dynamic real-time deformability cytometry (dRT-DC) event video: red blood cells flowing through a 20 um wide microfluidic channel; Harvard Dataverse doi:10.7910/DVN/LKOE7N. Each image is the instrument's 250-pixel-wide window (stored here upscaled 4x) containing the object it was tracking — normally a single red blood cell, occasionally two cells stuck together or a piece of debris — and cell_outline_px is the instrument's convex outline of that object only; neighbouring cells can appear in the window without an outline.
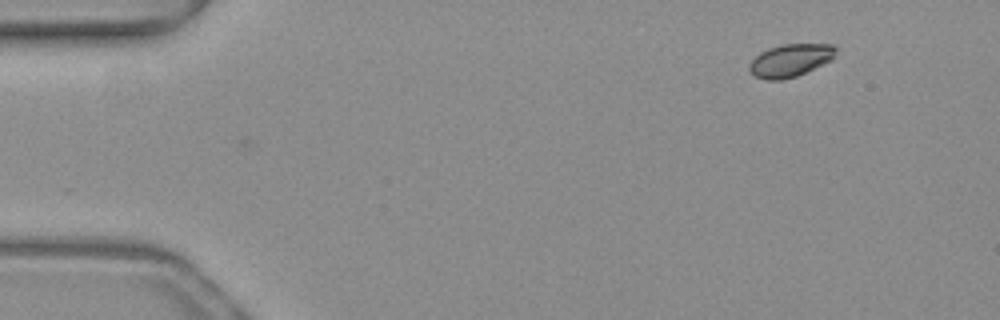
{"species": "common noctule bat (a hibernating species)", "species_latin": "Nyctalus noctula", "temperature_condition": "warm", "stored_images_in_passage": 43, "camera_frame_rate_fps": 3000, "um_per_image_px": 0.085, "animal": {"sex": "female", "body_mass_g": 19.3, "forearm_length_mm": 54.1}, "frame": {"image": 1, "passage_image": 1, "time_ms": 0.0, "image_size_px": [1000, 320], "cell_outline_px": [[836, 48], [832, 60], [796, 76], [780, 80], [764, 80], [752, 76], [748, 72], [748, 64], [760, 52], [768, 48], [784, 44], [832, 44]], "centroid_in_image_um": [67.11, 5.14], "position_along_channel_um": 17.9, "area_um2": 16.59}}
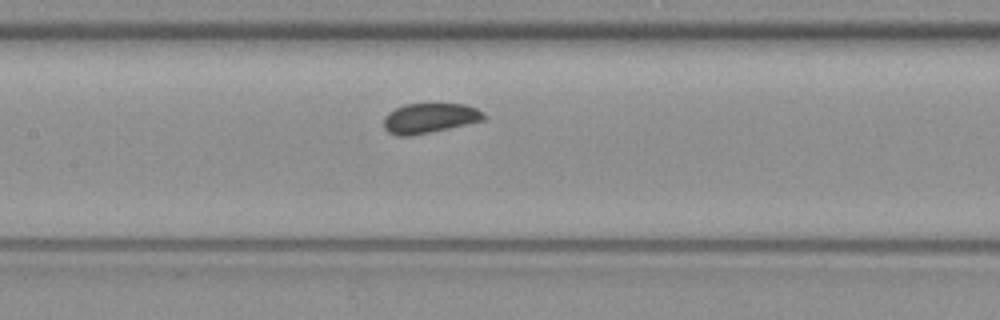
{"frame": {"image": 2, "passage_image": 20, "time_ms": 6.333, "image_size_px": [1000, 320], "cell_outline_px": [[484, 120], [448, 128], [408, 136], [396, 136], [388, 132], [384, 128], [384, 116], [388, 112], [404, 104], [464, 104], [476, 108], [484, 112]], "centroid_in_image_um": [36.48, 10.04], "position_along_channel_um": 170.9, "area_um2": 17.28}}
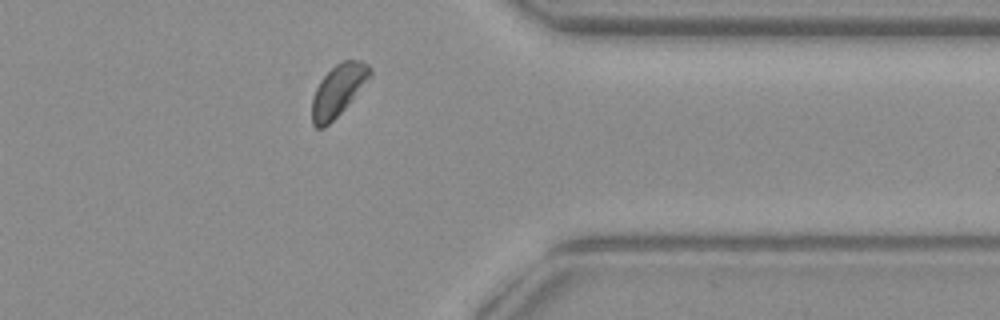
{"frame": {"image": 3, "passage_image": 37, "time_ms": 12.0, "image_size_px": [1000, 320], "cell_outline_px": [[372, 76], [348, 104], [324, 128], [316, 128], [312, 124], [312, 100], [316, 88], [320, 80], [336, 64], [344, 60], [360, 60], [368, 64], [372, 68]], "centroid_in_image_um": [28.76, 7.66], "position_along_channel_um": 382.6, "area_um2": 17.28}}